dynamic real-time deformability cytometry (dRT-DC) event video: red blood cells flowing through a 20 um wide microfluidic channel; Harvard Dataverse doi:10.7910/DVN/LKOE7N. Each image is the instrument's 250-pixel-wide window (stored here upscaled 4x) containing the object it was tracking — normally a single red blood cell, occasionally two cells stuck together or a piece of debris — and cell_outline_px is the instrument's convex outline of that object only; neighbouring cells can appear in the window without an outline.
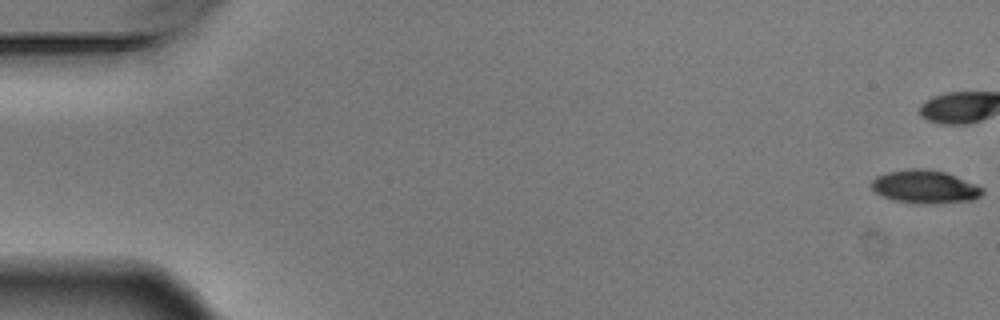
{"species": "Egyptian fruit bat (a non-hibernating species)", "species_latin": "Rousettus aegyptiacus", "temperature_condition": "warm", "stored_images_in_passage": 5, "camera_frame_rate_fps": 3000, "um_per_image_px": 0.085, "animal": {"sex": "male"}, "frame": {"image": 1, "passage_image": 1, "time_ms": 0.0, "image_size_px": [1000, 320], "cell_outline_px": [[984, 192], [980, 196], [972, 200], [924, 204], [896, 200], [884, 196], [876, 192], [872, 188], [872, 180], [876, 176], [888, 172], [912, 168], [916, 168], [944, 172], [976, 184], [984, 188]], "centroid_in_image_um": [78.64, 15.87], "position_along_channel_um": 6.4, "area_um2": 20.98}}
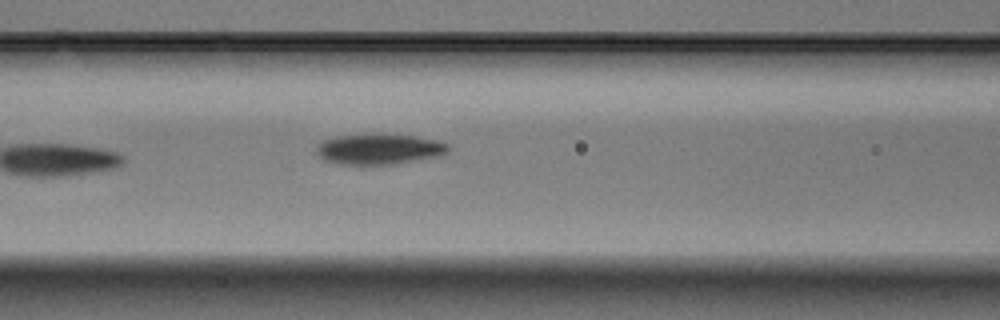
{"frame": {"image": 2, "passage_image": 5, "time_ms": 1.333, "image_size_px": [1000, 320], "cell_outline_px": [[452, 148], [448, 152], [436, 156], [392, 164], [340, 164], [324, 160], [316, 152], [316, 148], [324, 140], [336, 136], [416, 136], [440, 140], [452, 144]], "centroid_in_image_um": [32.3, 12.69], "position_along_channel_um": 134.3, "area_um2": 22.77}}